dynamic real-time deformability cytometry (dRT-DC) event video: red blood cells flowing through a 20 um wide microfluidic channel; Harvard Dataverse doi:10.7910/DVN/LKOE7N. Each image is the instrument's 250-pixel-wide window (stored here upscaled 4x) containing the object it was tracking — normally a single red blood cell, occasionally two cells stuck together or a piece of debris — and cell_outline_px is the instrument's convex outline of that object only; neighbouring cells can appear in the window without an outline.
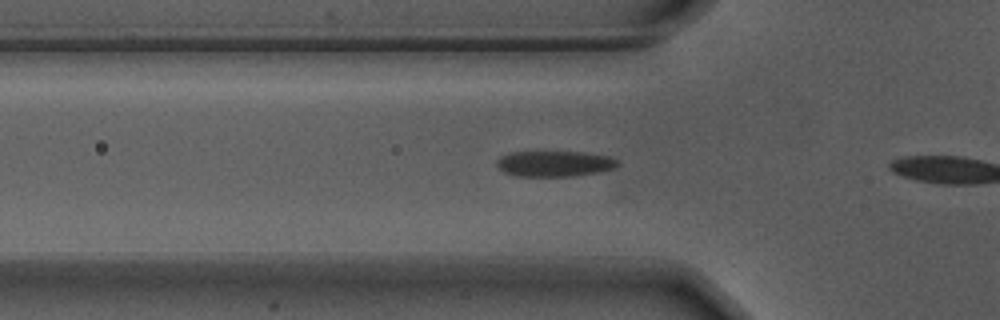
{"species": "Egyptian fruit bat (a non-hibernating species)", "species_latin": "Rousettus aegyptiacus", "temperature_condition": "warm", "stored_images_in_passage": 5, "camera_frame_rate_fps": 3000, "um_per_image_px": 0.085, "animal": {"sex": "male"}, "frame": {"image": 1, "passage_image": 3, "time_ms": 0.667, "image_size_px": [1000, 320], "cell_outline_px": [[620, 164], [616, 168], [596, 172], [572, 176], [516, 176], [504, 172], [496, 164], [496, 160], [500, 156], [512, 152], [580, 152], [608, 156], [616, 160]], "centroid_in_image_um": [47.11, 13.91], "position_along_channel_um": 78.7, "area_um2": 17.98}}